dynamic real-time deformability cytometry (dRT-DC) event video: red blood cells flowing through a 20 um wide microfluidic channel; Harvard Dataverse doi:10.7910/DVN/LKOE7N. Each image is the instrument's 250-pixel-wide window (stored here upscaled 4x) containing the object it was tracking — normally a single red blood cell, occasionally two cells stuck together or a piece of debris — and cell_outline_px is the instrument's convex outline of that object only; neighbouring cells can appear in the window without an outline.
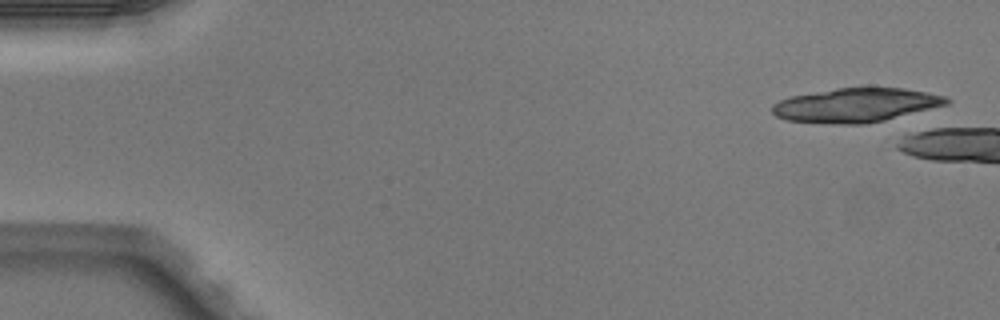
{"species": "Egyptian fruit bat (a non-hibernating species)", "species_latin": "Rousettus aegyptiacus", "temperature_condition": "warm", "stored_images_in_passage": 2, "camera_frame_rate_fps": 3000, "um_per_image_px": 0.085, "animal": {"sex": "male"}, "frame": {"image": 1, "passage_image": 1, "time_ms": 0.0, "image_size_px": [1000, 320], "cell_outline_px": [[952, 100], [948, 104], [884, 120], [864, 124], [832, 124], [788, 120], [776, 116], [772, 112], [772, 104], [780, 100], [792, 96], [836, 88], [904, 88], [928, 92], [944, 96]], "centroid_in_image_um": [72.75, 8.94], "position_along_channel_um": 12.2, "area_um2": 34.33}}